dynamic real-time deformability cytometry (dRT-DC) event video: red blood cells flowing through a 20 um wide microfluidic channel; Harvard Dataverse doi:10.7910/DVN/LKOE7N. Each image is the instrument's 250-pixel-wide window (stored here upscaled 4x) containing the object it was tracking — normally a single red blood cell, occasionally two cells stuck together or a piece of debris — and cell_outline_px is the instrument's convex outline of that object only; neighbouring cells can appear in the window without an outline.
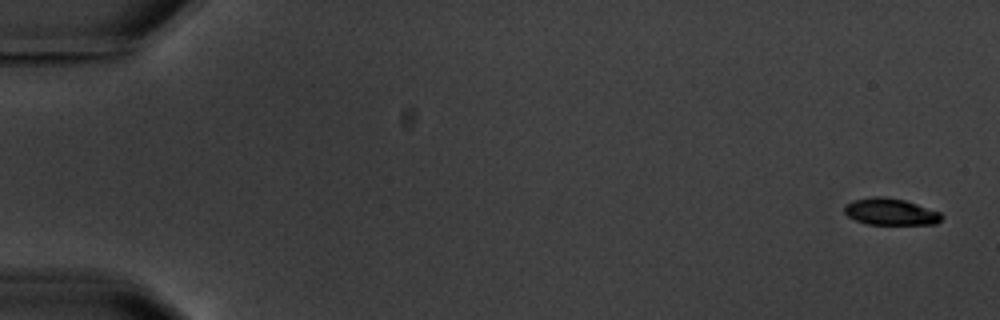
{"species": "common noctule bat (a hibernating species)", "species_latin": "Nyctalus noctula", "temperature_condition": "warm", "stored_images_in_passage": 15, "camera_frame_rate_fps": 3000, "um_per_image_px": 0.085, "animal": {"sex": "male", "body_mass_g": 20.1, "forearm_length_mm": 53.5}, "frame": {"image": 1, "passage_image": 1, "time_ms": 0.0, "image_size_px": [1000, 320], "cell_outline_px": [[944, 216], [936, 224], [868, 224], [856, 220], [848, 216], [844, 212], [844, 204], [852, 200], [872, 196], [884, 196], [904, 200], [940, 212]], "centroid_in_image_um": [75.66, 17.99], "position_along_channel_um": 9.3, "area_um2": 15.14}}
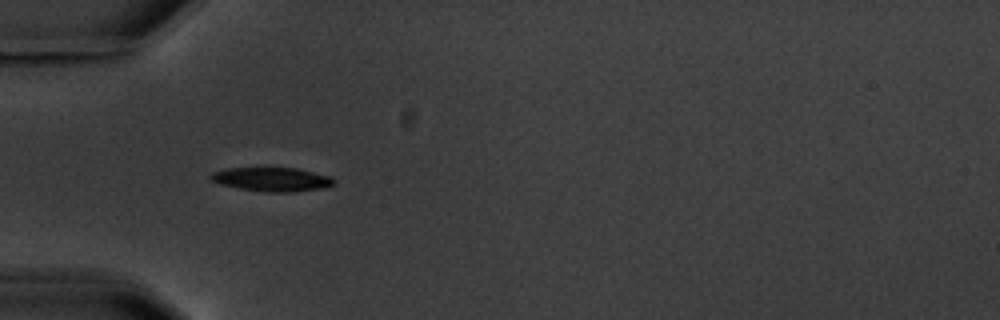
{"frame": {"image": 2, "passage_image": 5, "time_ms": 5.667, "image_size_px": [1000, 320], "cell_outline_px": [[336, 184], [324, 188], [292, 192], [264, 192], [240, 188], [220, 184], [212, 180], [208, 176], [212, 172], [224, 168], [296, 168], [332, 176], [336, 180]], "centroid_in_image_um": [23.15, 15.24], "position_along_channel_um": 61.8, "area_um2": 17.34}, "authors_computed_cell_mechanics": {"area_um2": 17.34, "velocity_mm_per_s": 3.5464, "shape_relaxation_time_tau1_ms": 5.2812, "shape_relaxation_time_tau2_ms": null, "deformation_change_tau1": 0.1534, "deformation_change_tau2": null}}